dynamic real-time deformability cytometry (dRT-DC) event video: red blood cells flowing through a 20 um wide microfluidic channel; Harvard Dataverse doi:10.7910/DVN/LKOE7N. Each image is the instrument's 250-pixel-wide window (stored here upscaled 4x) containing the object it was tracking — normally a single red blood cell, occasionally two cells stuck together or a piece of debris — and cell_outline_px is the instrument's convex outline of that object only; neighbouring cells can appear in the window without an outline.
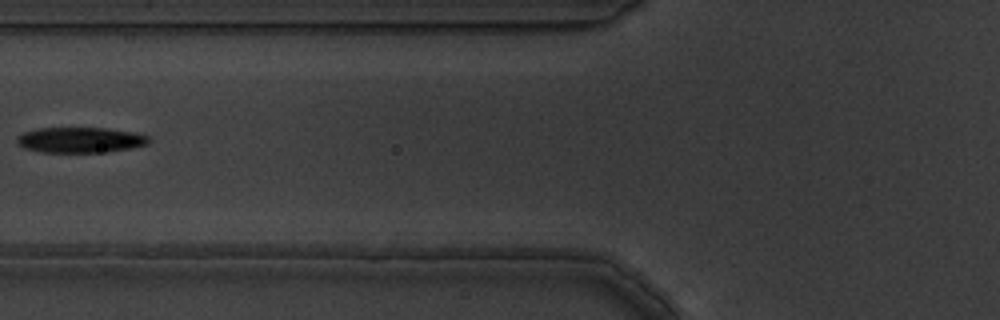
{"species": "common noctule bat (a hibernating species)", "species_latin": "Nyctalus noctula", "temperature_condition": "warm", "stored_images_in_passage": 9, "camera_frame_rate_fps": 3000, "um_per_image_px": 0.085, "animal": {"sex": "male", "body_mass_g": 19.5, "forearm_length_mm": 54.6}, "frame": {"image": 1, "passage_image": 4, "time_ms": 1.0, "image_size_px": [1000, 320], "cell_outline_px": [[152, 140], [148, 144], [132, 148], [104, 152], [40, 152], [24, 148], [16, 144], [16, 136], [24, 132], [36, 128], [108, 128], [136, 132], [148, 136]], "centroid_in_image_um": [6.82, 11.89], "position_along_channel_um": 119.0, "area_um2": 19.88}}